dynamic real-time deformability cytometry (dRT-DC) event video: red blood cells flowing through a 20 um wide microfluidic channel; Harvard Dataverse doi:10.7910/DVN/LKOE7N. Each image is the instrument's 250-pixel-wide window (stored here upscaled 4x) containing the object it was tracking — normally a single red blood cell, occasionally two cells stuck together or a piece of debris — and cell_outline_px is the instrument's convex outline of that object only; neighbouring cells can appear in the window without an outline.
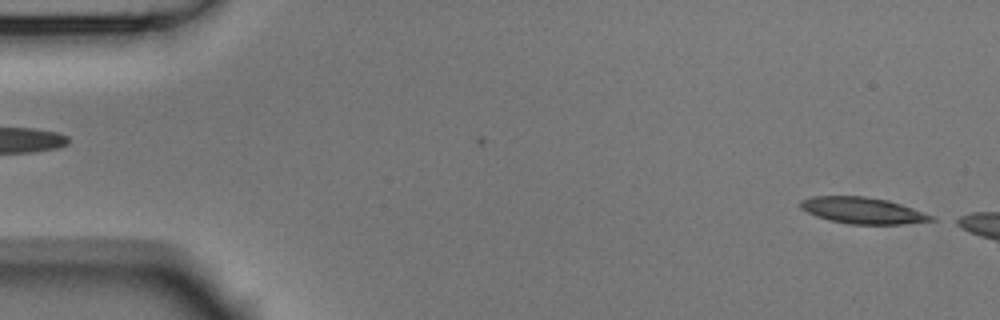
{"species": "Egyptian fruit bat (a non-hibernating species)", "species_latin": "Rousettus aegyptiacus", "temperature_condition": "room temperature", "stored_images_in_passage": 6, "camera_frame_rate_fps": 3000, "um_per_image_px": 0.085, "animal": {"sex": "male"}, "frame": {"image": 1, "passage_image": 1, "time_ms": 0.0, "image_size_px": [1000, 320], "cell_outline_px": [[936, 220], [904, 224], [848, 224], [828, 220], [816, 216], [800, 208], [800, 200], [812, 196], [864, 196], [888, 200], [936, 216]], "centroid_in_image_um": [73.33, 17.89], "position_along_channel_um": 11.7, "area_um2": 20.17}}